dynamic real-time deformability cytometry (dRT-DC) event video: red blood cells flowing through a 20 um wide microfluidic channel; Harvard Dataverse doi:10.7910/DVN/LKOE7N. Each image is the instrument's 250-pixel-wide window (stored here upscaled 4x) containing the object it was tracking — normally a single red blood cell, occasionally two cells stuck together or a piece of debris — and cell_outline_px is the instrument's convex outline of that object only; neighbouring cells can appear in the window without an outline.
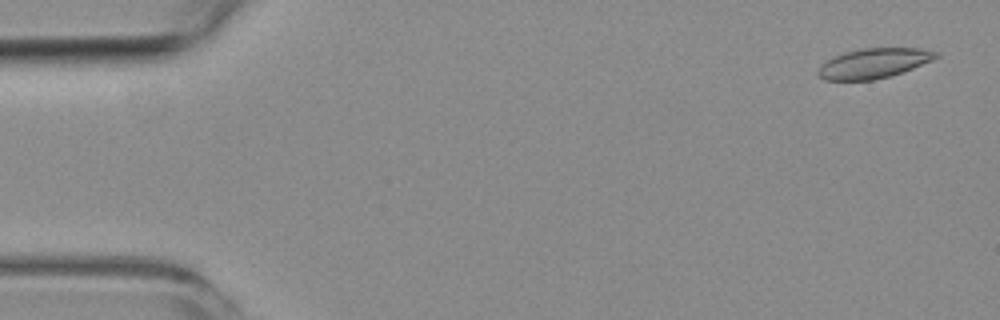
{"species": "common noctule bat (a hibernating species)", "species_latin": "Nyctalus noctula", "temperature_condition": "room temperature", "stored_images_in_passage": 4, "camera_frame_rate_fps": 3000, "um_per_image_px": 0.085, "animal": {"sex": "female", "body_mass_g": 19.3, "forearm_length_mm": 54.1}, "frame": {"image": 1, "passage_image": 1, "time_ms": 0.0, "image_size_px": [1000, 320], "cell_outline_px": [[940, 56], [932, 60], [892, 76], [872, 80], [824, 80], [816, 72], [828, 60], [836, 56], [848, 52], [864, 48], [920, 48], [940, 52]], "centroid_in_image_um": [74.33, 5.38], "position_along_channel_um": 10.7, "area_um2": 20.23}}
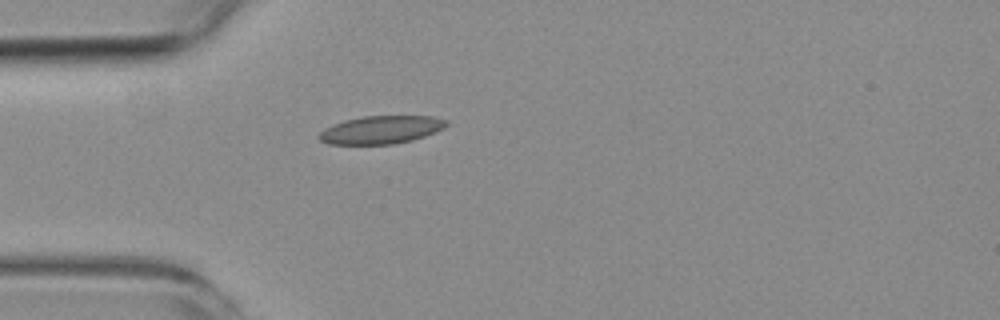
{"frame": {"image": 2, "passage_image": 4, "time_ms": 4.333, "image_size_px": [1000, 320], "cell_outline_px": [[448, 124], [444, 128], [436, 132], [412, 140], [392, 144], [328, 144], [320, 140], [316, 136], [324, 128], [332, 124], [344, 120], [364, 116], [432, 116], [448, 120]], "centroid_in_image_um": [32.38, 11.03], "position_along_channel_um": 52.6, "area_um2": 20.87}}